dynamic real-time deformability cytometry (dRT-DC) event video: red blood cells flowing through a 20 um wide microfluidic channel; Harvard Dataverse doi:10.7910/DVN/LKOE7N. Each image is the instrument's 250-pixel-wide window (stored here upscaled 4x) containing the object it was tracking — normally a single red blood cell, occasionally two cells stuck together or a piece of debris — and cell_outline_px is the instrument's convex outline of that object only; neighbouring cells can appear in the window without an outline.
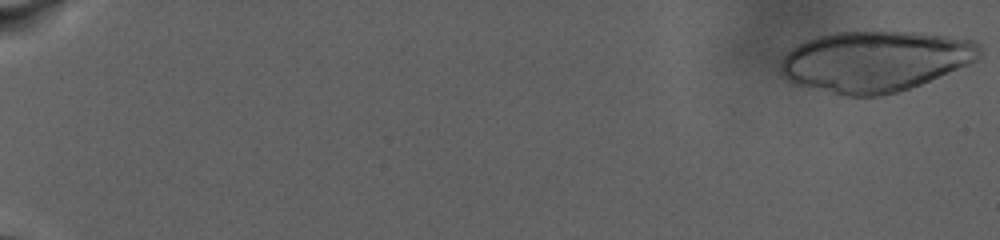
{"species": "human", "species_latin": "Homo sapiens", "temperature_condition": "warm", "stored_images_in_passage": 47, "camera_frame_rate_fps": 3000, "um_per_image_px": 0.085, "donor": {"sex": "male"}, "frame": {"image": 1, "passage_image": 1, "time_ms": 0.0, "image_size_px": [1000, 240], "cell_outline_px": [[980, 56], [976, 60], [968, 64], [920, 84], [896, 92], [880, 96], [848, 96], [796, 84], [788, 80], [784, 76], [780, 68], [784, 56], [792, 48], [808, 40], [832, 32], [920, 32], [972, 40], [980, 44]], "centroid_in_image_um": [74.4, 5.2], "position_along_channel_um": 10.6, "area_um2": 69.71}}